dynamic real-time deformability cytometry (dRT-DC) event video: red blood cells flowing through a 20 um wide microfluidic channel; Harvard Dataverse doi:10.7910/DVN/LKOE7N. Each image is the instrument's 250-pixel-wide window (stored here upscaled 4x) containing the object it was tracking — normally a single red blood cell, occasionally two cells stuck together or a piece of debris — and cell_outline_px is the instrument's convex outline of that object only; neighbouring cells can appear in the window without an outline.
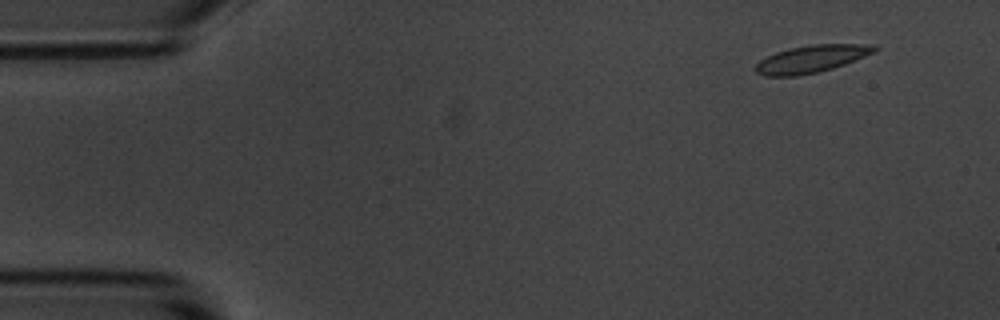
{"species": "common noctule bat (a hibernating species)", "species_latin": "Nyctalus noctula", "temperature_condition": "room temperature", "stored_images_in_passage": 6, "camera_frame_rate_fps": 3000, "um_per_image_px": 0.085, "animal": {"sex": "male", "body_mass_g": 20.1, "forearm_length_mm": 53.5}, "frame": {"image": 1, "passage_image": 2, "time_ms": 1.333, "image_size_px": [1000, 320], "cell_outline_px": [[880, 48], [864, 56], [844, 64], [832, 68], [816, 72], [796, 76], [764, 76], [756, 72], [752, 68], [760, 60], [776, 52], [788, 48], [812, 44], [872, 44]], "centroid_in_image_um": [68.92, 5.0], "position_along_channel_um": 16.1, "area_um2": 18.84}}
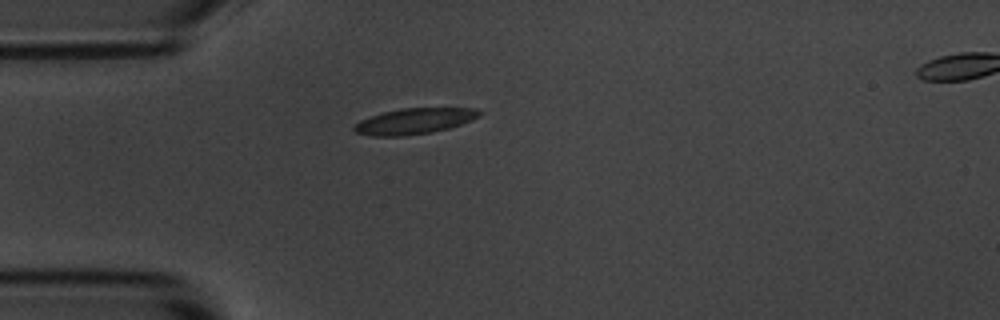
{"frame": {"image": 2, "passage_image": 5, "time_ms": 4.667, "image_size_px": [1000, 320], "cell_outline_px": [[484, 112], [480, 116], [472, 120], [448, 128], [432, 132], [404, 136], [372, 136], [356, 132], [352, 128], [360, 120], [384, 112], [400, 108], [476, 108]], "centroid_in_image_um": [35.25, 10.29], "position_along_channel_um": 49.7, "area_um2": 18.79}}